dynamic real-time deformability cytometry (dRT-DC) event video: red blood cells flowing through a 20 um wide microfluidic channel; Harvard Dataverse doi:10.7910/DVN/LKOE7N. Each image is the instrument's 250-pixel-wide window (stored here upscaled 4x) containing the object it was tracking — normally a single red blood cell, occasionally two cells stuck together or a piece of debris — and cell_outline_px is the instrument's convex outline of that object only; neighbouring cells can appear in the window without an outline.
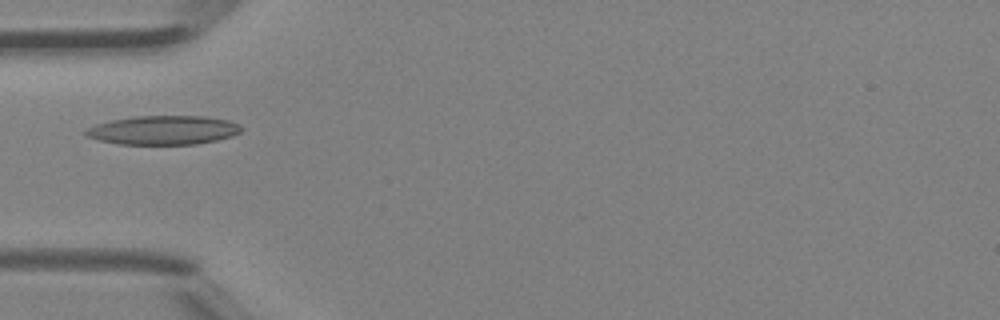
{"species": "Egyptian fruit bat (a non-hibernating species)", "species_latin": "Rousettus aegyptiacus", "temperature_condition": "room temperature", "stored_images_in_passage": 5, "camera_frame_rate_fps": 3000, "um_per_image_px": 0.085, "animal": {"sex": "female"}, "frame": {"image": 1, "passage_image": 4, "time_ms": 1.0, "image_size_px": [1000, 320], "cell_outline_px": [[244, 128], [240, 132], [232, 136], [216, 140], [196, 144], [120, 144], [100, 140], [88, 136], [84, 132], [88, 128], [96, 124], [112, 120], [136, 116], [204, 116], [228, 120], [240, 124]], "centroid_in_image_um": [13.94, 11.05], "position_along_channel_um": 71.1, "area_um2": 26.13}}
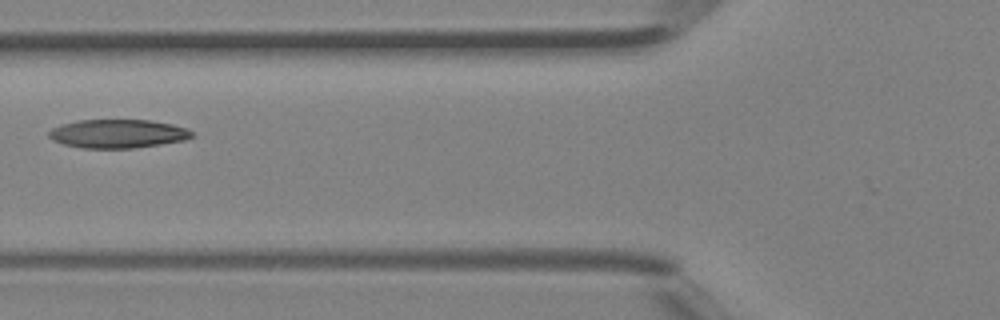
{"frame": {"image": 2, "passage_image": 5, "time_ms": 1.333, "image_size_px": [1000, 320], "cell_outline_px": [[192, 136], [184, 140], [160, 144], [132, 148], [84, 148], [64, 144], [52, 140], [48, 136], [48, 132], [52, 128], [64, 124], [80, 120], [148, 120], [172, 124], [188, 128], [192, 132]], "centroid_in_image_um": [10.01, 11.36], "position_along_channel_um": 115.8, "area_um2": 23.64}}